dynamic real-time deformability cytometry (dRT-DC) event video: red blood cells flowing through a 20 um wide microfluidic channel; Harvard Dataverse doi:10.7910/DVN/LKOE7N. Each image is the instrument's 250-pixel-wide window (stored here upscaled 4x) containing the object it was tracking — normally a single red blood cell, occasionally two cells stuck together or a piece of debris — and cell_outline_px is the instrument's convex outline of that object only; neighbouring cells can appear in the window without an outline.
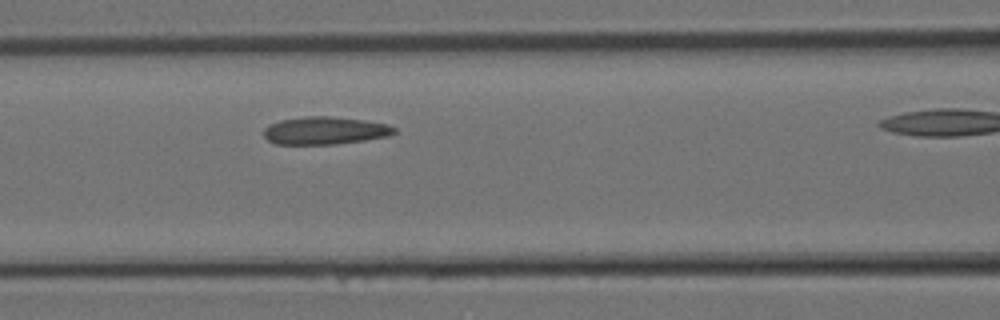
{"species": "Egyptian fruit bat (a non-hibernating species)", "species_latin": "Rousettus aegyptiacus", "temperature_condition": "room temperature", "stored_images_in_passage": 5, "segment_of_instrument_passage": [1, 2], "camera_frame_rate_fps": 3000, "um_per_image_px": 0.085, "animal": {"sex": "female"}, "frame": {"image": 1, "passage_image": 4, "time_ms": 1.0, "image_size_px": [1000, 320], "cell_outline_px": [[396, 132], [388, 136], [364, 140], [336, 144], [276, 144], [268, 140], [264, 136], [264, 128], [268, 124], [280, 120], [304, 116], [328, 116], [364, 120], [388, 124], [396, 128]], "centroid_in_image_um": [27.6, 11.09], "position_along_channel_um": 139.0, "area_um2": 21.1}}